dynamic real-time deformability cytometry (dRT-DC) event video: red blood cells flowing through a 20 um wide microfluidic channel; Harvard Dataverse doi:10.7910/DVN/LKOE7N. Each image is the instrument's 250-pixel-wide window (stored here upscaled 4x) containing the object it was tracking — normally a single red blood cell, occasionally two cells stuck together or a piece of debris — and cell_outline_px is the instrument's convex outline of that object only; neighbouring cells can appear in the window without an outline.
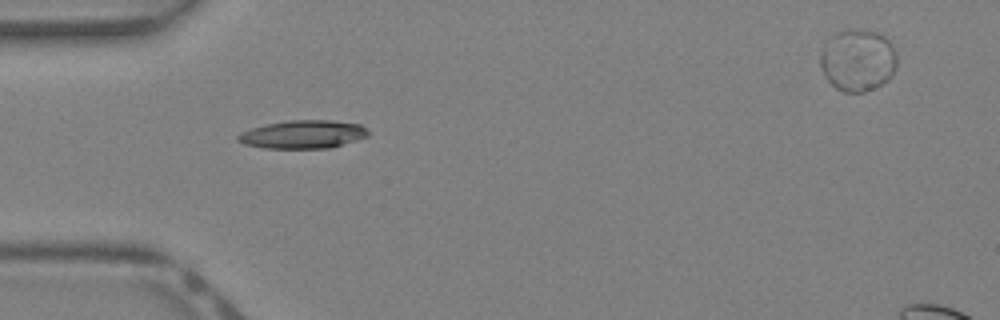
{"species": "Egyptian fruit bat (a non-hibernating species)", "species_latin": "Rousettus aegyptiacus", "temperature_condition": "warm", "stored_images_in_passage": 30, "segment_of_instrument_passage": [1, 2], "camera_frame_rate_fps": 3000, "um_per_image_px": 0.085, "animal": {"sex": "female"}, "frame": {"image": 1, "passage_image": 1, "time_ms": 0.0, "image_size_px": [1000, 320], "cell_outline_px": [[368, 136], [332, 148], [264, 148], [244, 144], [236, 140], [236, 136], [240, 132], [252, 128], [268, 124], [288, 120], [332, 120], [360, 124], [368, 132]], "centroid_in_image_um": [25.73, 11.42], "position_along_channel_um": 59.3, "area_um2": 21.39}}
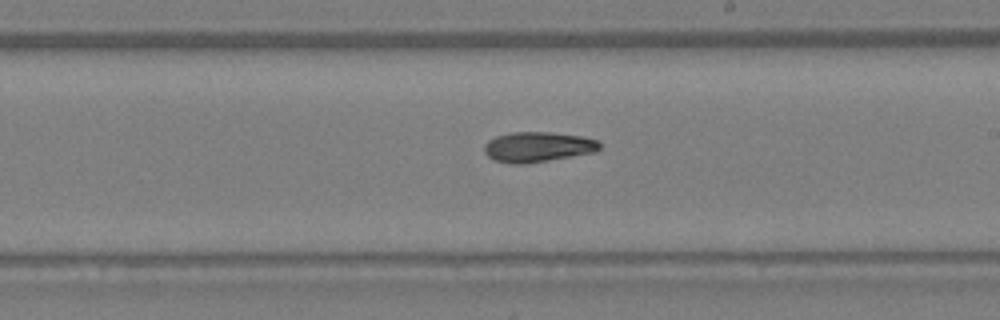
{"frame": {"image": 2, "passage_image": 12, "time_ms": 3.667, "image_size_px": [1000, 320], "cell_outline_px": [[600, 148], [596, 152], [524, 164], [512, 164], [496, 160], [488, 156], [484, 152], [484, 144], [488, 140], [496, 136], [512, 132], [548, 132], [580, 136], [596, 140], [600, 144]], "centroid_in_image_um": [45.68, 12.49], "position_along_channel_um": 243.3, "area_um2": 20.11}}
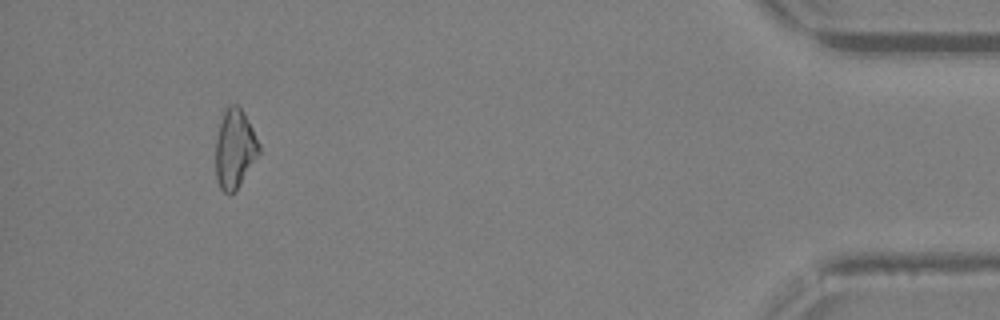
{"frame": {"image": 3, "passage_image": 26, "time_ms": 8.333, "image_size_px": [1000, 320], "cell_outline_px": [[260, 152], [236, 192], [228, 196], [220, 188], [216, 180], [216, 140], [220, 124], [224, 112], [228, 104], [236, 104], [240, 108], [248, 120], [260, 144]], "centroid_in_image_um": [19.95, 12.7], "position_along_channel_um": 415.2, "area_um2": 20.0}}